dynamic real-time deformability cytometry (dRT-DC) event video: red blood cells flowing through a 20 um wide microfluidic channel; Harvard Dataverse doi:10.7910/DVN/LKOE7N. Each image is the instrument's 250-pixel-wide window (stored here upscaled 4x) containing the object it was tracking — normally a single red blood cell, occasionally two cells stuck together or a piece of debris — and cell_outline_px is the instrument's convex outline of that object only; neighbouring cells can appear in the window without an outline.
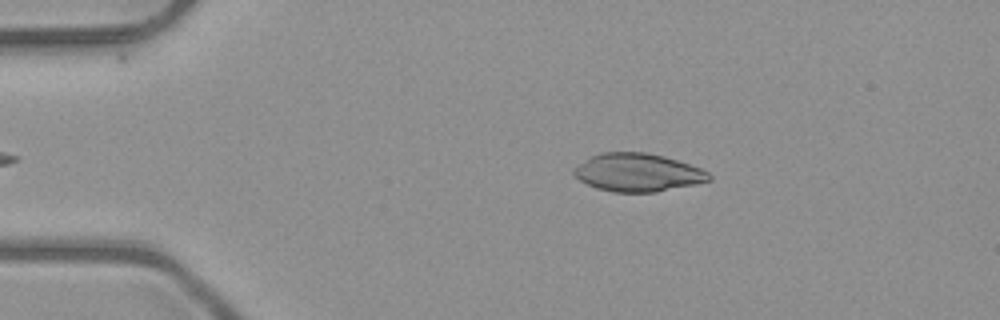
{"species": "common noctule bat (a hibernating species)", "species_latin": "Nyctalus noctula", "temperature_condition": "room temperature", "stored_images_in_passage": 42, "camera_frame_rate_fps": 3000, "um_per_image_px": 0.085, "animal": {"sex": "male", "body_mass_g": 23.1, "forearm_length_mm": 52.7}, "frame": {"image": 1, "passage_image": 8, "time_ms": 2.333, "image_size_px": [1000, 320], "cell_outline_px": [[712, 180], [656, 192], [612, 192], [596, 188], [580, 180], [572, 172], [572, 168], [592, 156], [600, 152], [644, 152], [664, 156], [700, 168], [708, 172], [712, 176]], "centroid_in_image_um": [54.19, 14.66], "position_along_channel_um": 30.8, "area_um2": 29.82}}